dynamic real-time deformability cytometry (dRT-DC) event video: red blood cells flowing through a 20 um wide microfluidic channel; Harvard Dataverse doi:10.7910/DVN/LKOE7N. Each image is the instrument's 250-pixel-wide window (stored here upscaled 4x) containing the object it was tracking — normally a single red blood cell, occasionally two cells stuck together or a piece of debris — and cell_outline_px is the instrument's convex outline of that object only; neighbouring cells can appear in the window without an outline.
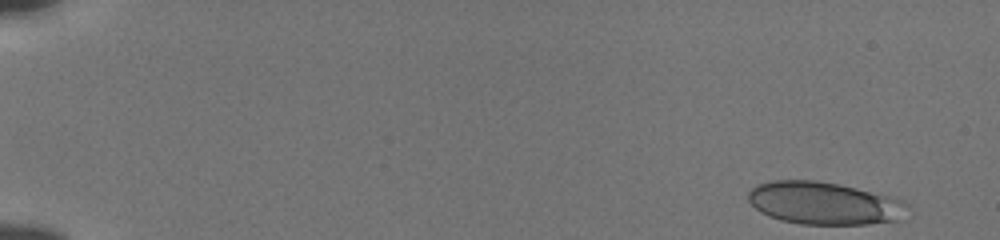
{"species": "human", "species_latin": "Homo sapiens", "temperature_condition": "cold", "stored_images_in_passage": 52, "camera_frame_rate_fps": 3000, "um_per_image_px": 0.085, "donor": {"sex": "male"}, "frame": {"image": 1, "passage_image": 1, "time_ms": 0.0, "image_size_px": [1000, 240], "cell_outline_px": [[908, 204], [900, 220], [868, 224], [800, 224], [780, 220], [768, 216], [760, 212], [748, 200], [748, 192], [756, 184], [772, 180], [816, 180], [840, 184], [904, 200]], "centroid_in_image_um": [70.01, 17.27], "position_along_channel_um": 15.0, "area_um2": 39.54}}
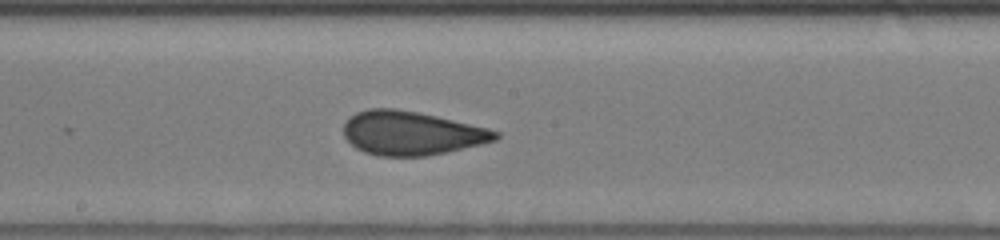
{"frame": {"image": 2, "passage_image": 29, "time_ms": 9.333, "image_size_px": [1000, 240], "cell_outline_px": [[500, 136], [496, 140], [480, 144], [444, 152], [424, 156], [380, 156], [364, 152], [356, 148], [344, 136], [344, 124], [348, 116], [356, 112], [368, 108], [396, 108], [436, 116], [488, 128], [500, 132]], "centroid_in_image_um": [34.93, 11.31], "position_along_channel_um": 213.3, "area_um2": 38.61}}
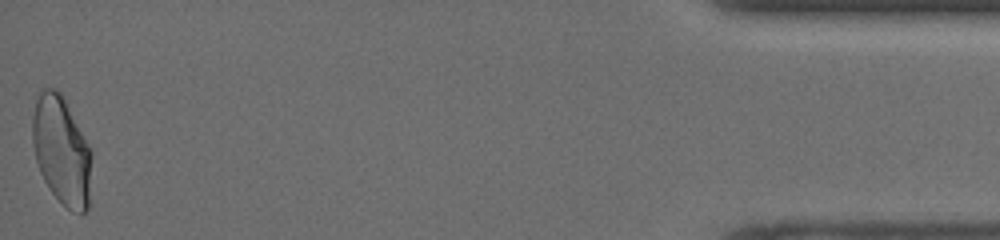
{"frame": {"image": 3, "passage_image": 52, "time_ms": 17.0, "image_size_px": [1000, 240], "cell_outline_px": [[92, 156], [88, 208], [80, 216], [72, 212], [48, 188], [40, 172], [36, 160], [32, 144], [32, 116], [36, 100], [40, 88], [56, 88], [60, 92], [88, 144], [92, 152]], "centroid_in_image_um": [5.22, 12.81], "position_along_channel_um": 430.0, "area_um2": 37.4}, "authors_computed_cell_mechanics": {"area_um2": 38.6682, "velocity_mm_per_s": 3.8411, "shape_relaxation_time_tau1_ms": null, "shape_relaxation_time_tau2_ms": 0.8206, "deformation_change_tau1": null, "deformation_change_tau2": 0.0719}}